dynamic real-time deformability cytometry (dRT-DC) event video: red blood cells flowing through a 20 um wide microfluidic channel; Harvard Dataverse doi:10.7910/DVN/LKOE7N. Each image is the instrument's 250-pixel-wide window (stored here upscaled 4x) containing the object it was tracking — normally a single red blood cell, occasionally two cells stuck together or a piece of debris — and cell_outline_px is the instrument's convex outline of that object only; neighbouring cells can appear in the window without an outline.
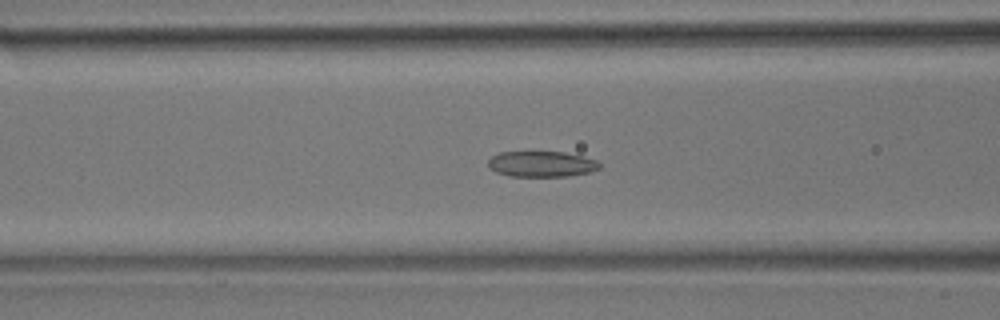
{"species": "common noctule bat (a hibernating species)", "species_latin": "Nyctalus noctula", "temperature_condition": "room temperature", "stored_images_in_passage": 44, "camera_frame_rate_fps": 3000, "um_per_image_px": 0.085, "animal": {"sex": "male", "body_mass_g": 17.9}, "frame": {"image": 1, "passage_image": 16, "time_ms": 5.0, "image_size_px": [1000, 320], "cell_outline_px": [[600, 168], [588, 172], [568, 176], [508, 176], [496, 172], [488, 168], [488, 160], [492, 156], [500, 152], [564, 152], [584, 156], [596, 160], [600, 164]], "centroid_in_image_um": [46.01, 13.94], "position_along_channel_um": 120.6, "area_um2": 16.7}}
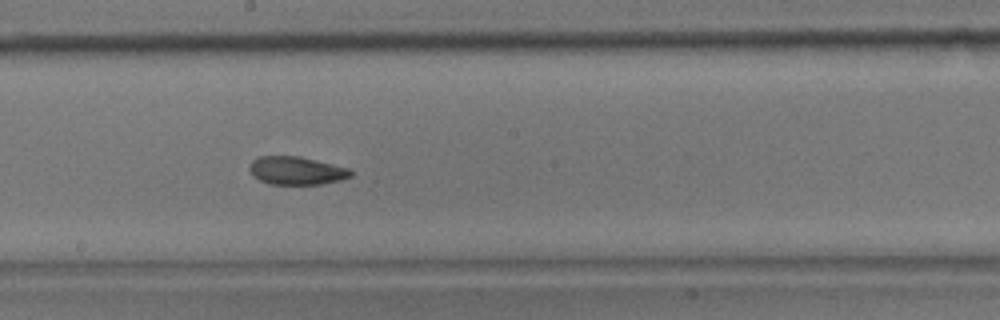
{"frame": {"image": 2, "passage_image": 24, "time_ms": 7.667, "image_size_px": [1000, 320], "cell_outline_px": [[352, 176], [340, 180], [320, 184], [268, 184], [252, 176], [248, 168], [248, 164], [252, 160], [260, 156], [300, 156], [348, 168], [352, 172]], "centroid_in_image_um": [25.14, 14.5], "position_along_channel_um": 223.1, "area_um2": 16.65}}
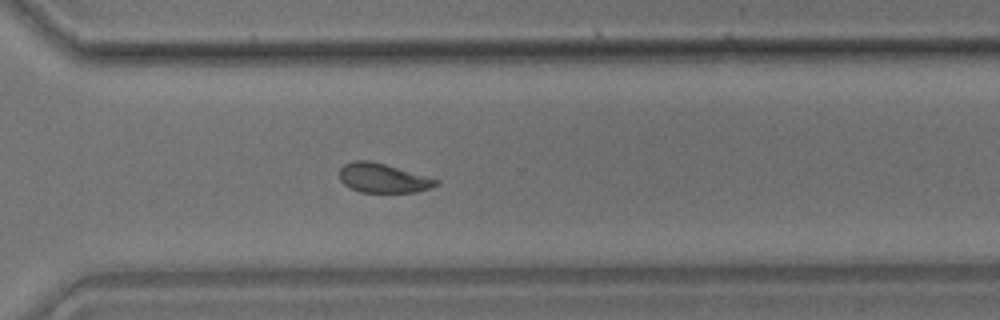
{"frame": {"image": 3, "passage_image": 33, "time_ms": 10.667, "image_size_px": [1000, 320], "cell_outline_px": [[440, 184], [432, 188], [416, 192], [360, 192], [344, 184], [340, 180], [340, 168], [344, 164], [352, 160], [368, 160], [384, 164], [440, 180]], "centroid_in_image_um": [32.57, 15.14], "position_along_channel_um": 338.0, "area_um2": 16.42}, "authors_computed_cell_mechanics": {"area_um2": 17.7735, "velocity_mm_per_s": 3.8423, "shape_relaxation_time_tau1_ms": null, "shape_relaxation_time_tau2_ms": 2.4789, "deformation_change_tau1": null, "deformation_change_tau2": 0.0804}}